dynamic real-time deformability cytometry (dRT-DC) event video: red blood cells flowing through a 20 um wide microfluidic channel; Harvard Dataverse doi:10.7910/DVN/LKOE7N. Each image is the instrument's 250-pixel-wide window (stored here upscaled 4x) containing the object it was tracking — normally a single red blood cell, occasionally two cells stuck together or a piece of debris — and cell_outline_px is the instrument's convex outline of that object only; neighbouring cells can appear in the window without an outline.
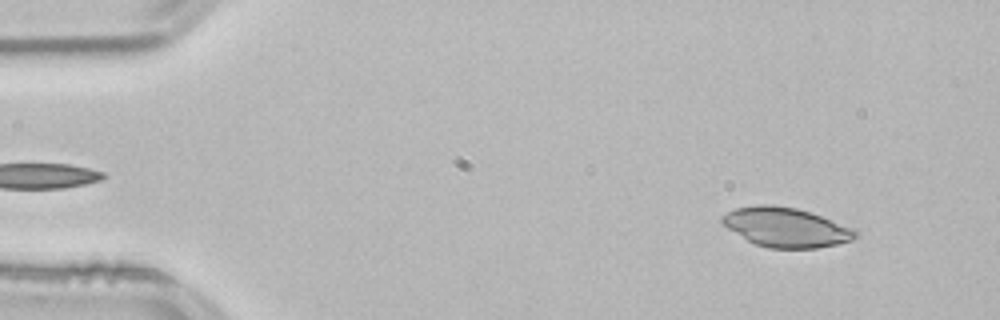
{"species": "common noctule bat (a hibernating species)", "species_latin": "Nyctalus noctula", "temperature_condition": "room temperature", "stored_images_in_passage": 51, "camera_frame_rate_fps": 3000, "um_per_image_px": 0.085, "animal": {"sex": "male", "body_mass_g": 21.5, "forearm_length_mm": 52.0}, "frame": {"image": 1, "passage_image": 4, "time_ms": 1.0, "image_size_px": [1000, 320], "cell_outline_px": [[856, 236], [852, 240], [836, 244], [816, 248], [768, 248], [756, 244], [748, 240], [728, 228], [720, 220], [720, 216], [736, 208], [756, 204], [772, 204], [796, 208], [856, 228]], "centroid_in_image_um": [66.8, 19.31], "position_along_channel_um": 18.2, "area_um2": 30.4}}
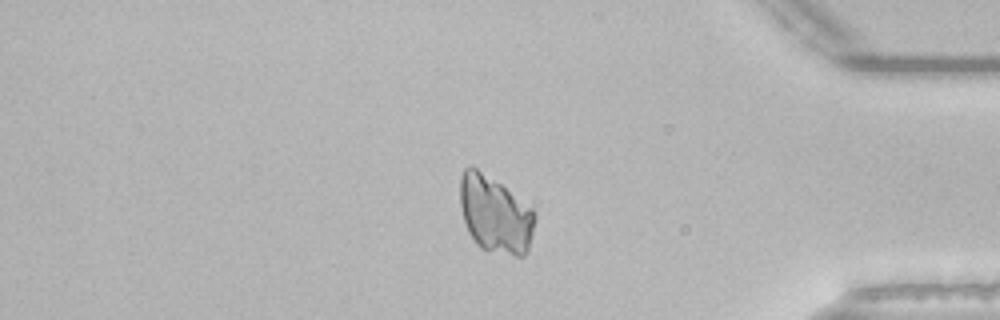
{"frame": {"image": 2, "passage_image": 43, "time_ms": 14.0, "image_size_px": [1000, 320], "cell_outline_px": [[536, 220], [528, 252], [524, 256], [516, 256], [480, 248], [476, 244], [468, 232], [464, 220], [460, 204], [460, 176], [464, 168], [476, 168], [500, 184], [532, 208], [536, 212]], "centroid_in_image_um": [42.1, 18.26], "position_along_channel_um": 393.1, "area_um2": 33.41}}